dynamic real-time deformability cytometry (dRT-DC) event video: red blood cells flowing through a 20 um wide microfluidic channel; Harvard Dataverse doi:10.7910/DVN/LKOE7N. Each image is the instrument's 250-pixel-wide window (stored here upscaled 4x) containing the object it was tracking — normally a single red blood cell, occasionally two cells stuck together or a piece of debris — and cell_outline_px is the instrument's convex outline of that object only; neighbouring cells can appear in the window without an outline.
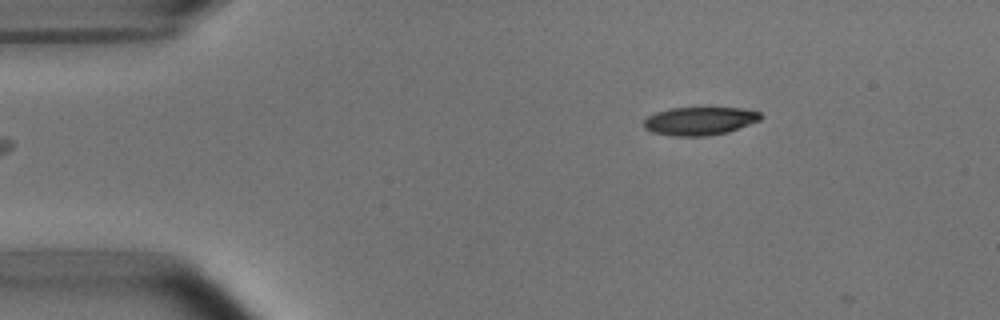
{"species": "common noctule bat (a hibernating species)", "species_latin": "Nyctalus noctula", "temperature_condition": "room temperature", "stored_images_in_passage": 4, "camera_frame_rate_fps": 3000, "um_per_image_px": 0.085, "animal": {"sex": "male", "body_mass_g": 15.6}, "frame": {"image": 1, "passage_image": 4, "time_ms": 3.333, "image_size_px": [1000, 320], "cell_outline_px": [[764, 116], [760, 120], [728, 132], [704, 136], [672, 136], [652, 132], [644, 128], [644, 120], [648, 116], [656, 112], [672, 108], [740, 108], [760, 112]], "centroid_in_image_um": [59.47, 10.29], "position_along_channel_um": 25.5, "area_um2": 19.13}}